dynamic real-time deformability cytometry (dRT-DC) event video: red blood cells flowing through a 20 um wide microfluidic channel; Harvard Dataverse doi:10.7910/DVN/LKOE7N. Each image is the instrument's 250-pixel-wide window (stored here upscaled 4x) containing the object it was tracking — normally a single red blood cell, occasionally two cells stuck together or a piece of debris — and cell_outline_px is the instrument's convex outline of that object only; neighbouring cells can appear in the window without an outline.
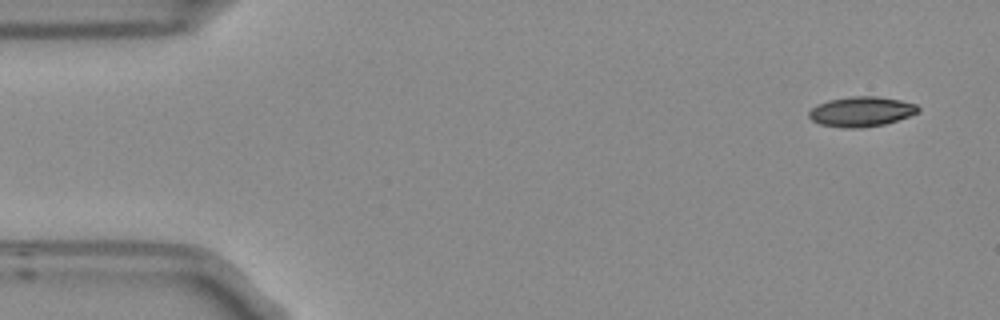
{"species": "Egyptian fruit bat (a non-hibernating species)", "species_latin": "Rousettus aegyptiacus", "temperature_condition": "room temperature", "stored_images_in_passage": 5, "segment_of_instrument_passage": [1, 2], "camera_frame_rate_fps": 3000, "um_per_image_px": 0.085, "frame": {"image": 1, "passage_image": 1, "time_ms": 0.0, "image_size_px": [1000, 320], "cell_outline_px": [[920, 112], [884, 124], [860, 128], [844, 128], [820, 124], [812, 120], [808, 116], [808, 112], [816, 104], [828, 100], [852, 96], [876, 96], [900, 100], [916, 104], [920, 108]], "centroid_in_image_um": [73.19, 9.48], "position_along_channel_um": 11.8, "area_um2": 19.07}}